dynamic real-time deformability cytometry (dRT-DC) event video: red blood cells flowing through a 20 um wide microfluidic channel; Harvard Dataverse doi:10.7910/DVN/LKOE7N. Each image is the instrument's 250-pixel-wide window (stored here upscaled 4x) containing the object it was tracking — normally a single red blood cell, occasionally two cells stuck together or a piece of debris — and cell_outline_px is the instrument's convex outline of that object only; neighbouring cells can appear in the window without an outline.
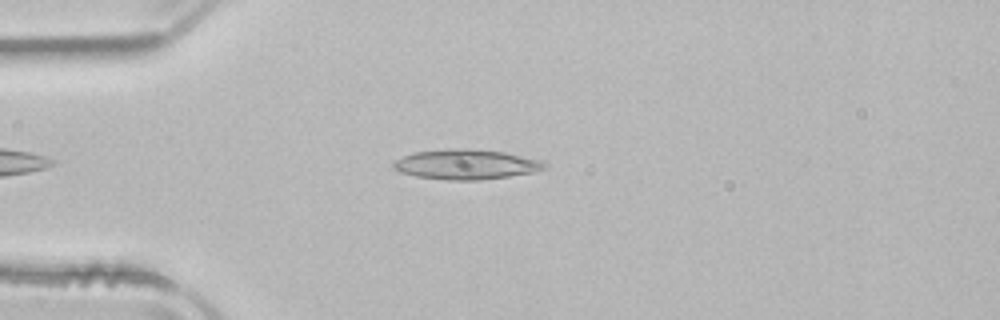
{"species": "common noctule bat (a hibernating species)", "species_latin": "Nyctalus noctula", "temperature_condition": "room temperature", "stored_images_in_passage": 45, "camera_frame_rate_fps": 3000, "um_per_image_px": 0.085, "animal": {"sex": "male", "body_mass_g": 21.5, "forearm_length_mm": 52.0}, "frame": {"image": 1, "passage_image": 7, "time_ms": 2.0, "image_size_px": [1000, 320], "cell_outline_px": [[548, 164], [544, 168], [532, 172], [508, 176], [480, 180], [448, 180], [416, 176], [400, 172], [392, 168], [392, 164], [396, 160], [404, 156], [416, 152], [456, 148], [468, 148], [504, 152], [540, 160]], "centroid_in_image_um": [39.6, 13.97], "position_along_channel_um": 45.4, "area_um2": 26.13}}
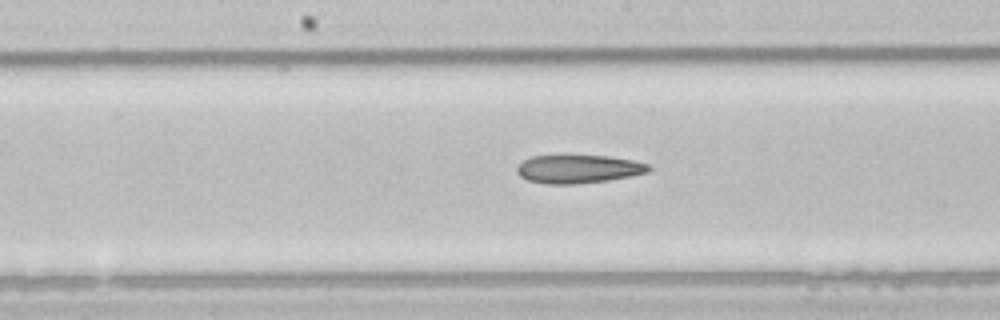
{"frame": {"image": 2, "passage_image": 20, "time_ms": 6.333, "image_size_px": [1000, 320], "cell_outline_px": [[652, 168], [648, 172], [608, 180], [576, 184], [548, 184], [528, 180], [520, 176], [516, 172], [516, 168], [524, 160], [532, 156], [608, 156], [632, 160], [648, 164]], "centroid_in_image_um": [49.15, 14.37], "position_along_channel_um": 199.0, "area_um2": 21.5}}
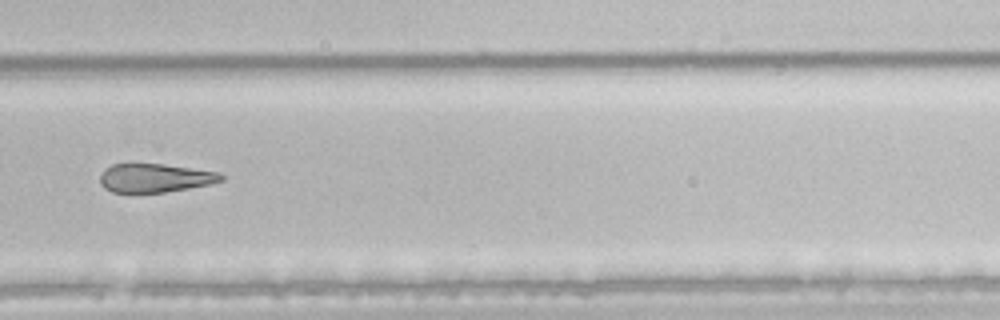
{"frame": {"image": 3, "passage_image": 29, "time_ms": 9.333, "image_size_px": [1000, 320], "cell_outline_px": [[224, 180], [212, 184], [164, 192], [112, 192], [104, 188], [100, 184], [100, 176], [104, 168], [112, 164], [164, 164], [220, 172], [224, 176]], "centroid_in_image_um": [13.18, 15.12], "position_along_channel_um": 316.6, "area_um2": 20.29}}